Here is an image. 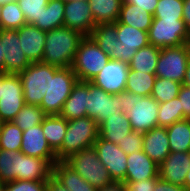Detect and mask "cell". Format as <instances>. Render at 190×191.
<instances>
[{
	"instance_id": "ee69618b",
	"label": "cell",
	"mask_w": 190,
	"mask_h": 191,
	"mask_svg": "<svg viewBox=\"0 0 190 191\" xmlns=\"http://www.w3.org/2000/svg\"><path fill=\"white\" fill-rule=\"evenodd\" d=\"M160 177L140 181H122L125 191H154L155 183Z\"/></svg>"
},
{
	"instance_id": "ac0fdd59",
	"label": "cell",
	"mask_w": 190,
	"mask_h": 191,
	"mask_svg": "<svg viewBox=\"0 0 190 191\" xmlns=\"http://www.w3.org/2000/svg\"><path fill=\"white\" fill-rule=\"evenodd\" d=\"M189 167L190 153L170 152L159 165V176L164 181L174 185L184 186Z\"/></svg>"
},
{
	"instance_id": "9a60e30c",
	"label": "cell",
	"mask_w": 190,
	"mask_h": 191,
	"mask_svg": "<svg viewBox=\"0 0 190 191\" xmlns=\"http://www.w3.org/2000/svg\"><path fill=\"white\" fill-rule=\"evenodd\" d=\"M128 73L129 64L110 59L90 82L110 94H116L125 91Z\"/></svg>"
},
{
	"instance_id": "7dc6e473",
	"label": "cell",
	"mask_w": 190,
	"mask_h": 191,
	"mask_svg": "<svg viewBox=\"0 0 190 191\" xmlns=\"http://www.w3.org/2000/svg\"><path fill=\"white\" fill-rule=\"evenodd\" d=\"M154 191H187L184 186L174 185L159 178L155 183Z\"/></svg>"
},
{
	"instance_id": "cb8c5ba5",
	"label": "cell",
	"mask_w": 190,
	"mask_h": 191,
	"mask_svg": "<svg viewBox=\"0 0 190 191\" xmlns=\"http://www.w3.org/2000/svg\"><path fill=\"white\" fill-rule=\"evenodd\" d=\"M52 176L69 191H97L64 161H57L52 166Z\"/></svg>"
},
{
	"instance_id": "91938a15",
	"label": "cell",
	"mask_w": 190,
	"mask_h": 191,
	"mask_svg": "<svg viewBox=\"0 0 190 191\" xmlns=\"http://www.w3.org/2000/svg\"><path fill=\"white\" fill-rule=\"evenodd\" d=\"M2 72H0V92H1Z\"/></svg>"
},
{
	"instance_id": "b9f144b4",
	"label": "cell",
	"mask_w": 190,
	"mask_h": 191,
	"mask_svg": "<svg viewBox=\"0 0 190 191\" xmlns=\"http://www.w3.org/2000/svg\"><path fill=\"white\" fill-rule=\"evenodd\" d=\"M3 191H46V181L15 180L1 184Z\"/></svg>"
},
{
	"instance_id": "f546056e",
	"label": "cell",
	"mask_w": 190,
	"mask_h": 191,
	"mask_svg": "<svg viewBox=\"0 0 190 191\" xmlns=\"http://www.w3.org/2000/svg\"><path fill=\"white\" fill-rule=\"evenodd\" d=\"M161 49L152 44L140 48L129 63V70H135L155 75Z\"/></svg>"
},
{
	"instance_id": "52a82bcc",
	"label": "cell",
	"mask_w": 190,
	"mask_h": 191,
	"mask_svg": "<svg viewBox=\"0 0 190 191\" xmlns=\"http://www.w3.org/2000/svg\"><path fill=\"white\" fill-rule=\"evenodd\" d=\"M87 116L100 125L108 116L124 114L121 103V92L110 94L88 82Z\"/></svg>"
},
{
	"instance_id": "2e32d148",
	"label": "cell",
	"mask_w": 190,
	"mask_h": 191,
	"mask_svg": "<svg viewBox=\"0 0 190 191\" xmlns=\"http://www.w3.org/2000/svg\"><path fill=\"white\" fill-rule=\"evenodd\" d=\"M64 26L78 31L83 36H90L96 24L89 1L73 0L65 2Z\"/></svg>"
},
{
	"instance_id": "1f68e13d",
	"label": "cell",
	"mask_w": 190,
	"mask_h": 191,
	"mask_svg": "<svg viewBox=\"0 0 190 191\" xmlns=\"http://www.w3.org/2000/svg\"><path fill=\"white\" fill-rule=\"evenodd\" d=\"M21 151L0 149V183L19 180Z\"/></svg>"
},
{
	"instance_id": "74e56055",
	"label": "cell",
	"mask_w": 190,
	"mask_h": 191,
	"mask_svg": "<svg viewBox=\"0 0 190 191\" xmlns=\"http://www.w3.org/2000/svg\"><path fill=\"white\" fill-rule=\"evenodd\" d=\"M22 134L23 131L12 121L4 122L0 129V149L20 152Z\"/></svg>"
},
{
	"instance_id": "484cf974",
	"label": "cell",
	"mask_w": 190,
	"mask_h": 191,
	"mask_svg": "<svg viewBox=\"0 0 190 191\" xmlns=\"http://www.w3.org/2000/svg\"><path fill=\"white\" fill-rule=\"evenodd\" d=\"M154 16L140 6L123 3L119 12L118 22L133 26L139 30H149Z\"/></svg>"
},
{
	"instance_id": "bcb514c9",
	"label": "cell",
	"mask_w": 190,
	"mask_h": 191,
	"mask_svg": "<svg viewBox=\"0 0 190 191\" xmlns=\"http://www.w3.org/2000/svg\"><path fill=\"white\" fill-rule=\"evenodd\" d=\"M123 3L135 4L136 6H140V8H143L150 14L154 15L158 0H123Z\"/></svg>"
},
{
	"instance_id": "7c38bea8",
	"label": "cell",
	"mask_w": 190,
	"mask_h": 191,
	"mask_svg": "<svg viewBox=\"0 0 190 191\" xmlns=\"http://www.w3.org/2000/svg\"><path fill=\"white\" fill-rule=\"evenodd\" d=\"M93 147L96 149L99 160L108 169L112 180L122 182L126 178L127 154L117 144L100 136Z\"/></svg>"
},
{
	"instance_id": "e0dca14e",
	"label": "cell",
	"mask_w": 190,
	"mask_h": 191,
	"mask_svg": "<svg viewBox=\"0 0 190 191\" xmlns=\"http://www.w3.org/2000/svg\"><path fill=\"white\" fill-rule=\"evenodd\" d=\"M20 151L28 156L43 158L52 166L57 162L56 154L43 134L42 124L23 131Z\"/></svg>"
},
{
	"instance_id": "94428289",
	"label": "cell",
	"mask_w": 190,
	"mask_h": 191,
	"mask_svg": "<svg viewBox=\"0 0 190 191\" xmlns=\"http://www.w3.org/2000/svg\"><path fill=\"white\" fill-rule=\"evenodd\" d=\"M65 2H68V1H73V0H64ZM84 1H89V0H84Z\"/></svg>"
},
{
	"instance_id": "7bdbcfd3",
	"label": "cell",
	"mask_w": 190,
	"mask_h": 191,
	"mask_svg": "<svg viewBox=\"0 0 190 191\" xmlns=\"http://www.w3.org/2000/svg\"><path fill=\"white\" fill-rule=\"evenodd\" d=\"M127 155L143 150V133L131 131L117 144Z\"/></svg>"
},
{
	"instance_id": "6da1fadb",
	"label": "cell",
	"mask_w": 190,
	"mask_h": 191,
	"mask_svg": "<svg viewBox=\"0 0 190 191\" xmlns=\"http://www.w3.org/2000/svg\"><path fill=\"white\" fill-rule=\"evenodd\" d=\"M83 38L81 33L66 26L47 31L41 62L59 68L72 67Z\"/></svg>"
},
{
	"instance_id": "8d00e7d4",
	"label": "cell",
	"mask_w": 190,
	"mask_h": 191,
	"mask_svg": "<svg viewBox=\"0 0 190 191\" xmlns=\"http://www.w3.org/2000/svg\"><path fill=\"white\" fill-rule=\"evenodd\" d=\"M184 119L179 97L159 104L157 126L167 127Z\"/></svg>"
},
{
	"instance_id": "7a4b0ae2",
	"label": "cell",
	"mask_w": 190,
	"mask_h": 191,
	"mask_svg": "<svg viewBox=\"0 0 190 191\" xmlns=\"http://www.w3.org/2000/svg\"><path fill=\"white\" fill-rule=\"evenodd\" d=\"M99 137L98 123L86 116L68 121L61 147L55 152L57 161H65L70 156L94 146Z\"/></svg>"
},
{
	"instance_id": "8fae6325",
	"label": "cell",
	"mask_w": 190,
	"mask_h": 191,
	"mask_svg": "<svg viewBox=\"0 0 190 191\" xmlns=\"http://www.w3.org/2000/svg\"><path fill=\"white\" fill-rule=\"evenodd\" d=\"M25 105L22 82L18 74L3 73L0 92V116L4 122L12 121Z\"/></svg>"
},
{
	"instance_id": "44dd1931",
	"label": "cell",
	"mask_w": 190,
	"mask_h": 191,
	"mask_svg": "<svg viewBox=\"0 0 190 191\" xmlns=\"http://www.w3.org/2000/svg\"><path fill=\"white\" fill-rule=\"evenodd\" d=\"M159 176V165L142 151L127 155L126 178L123 181H140Z\"/></svg>"
},
{
	"instance_id": "9f6ffc18",
	"label": "cell",
	"mask_w": 190,
	"mask_h": 191,
	"mask_svg": "<svg viewBox=\"0 0 190 191\" xmlns=\"http://www.w3.org/2000/svg\"><path fill=\"white\" fill-rule=\"evenodd\" d=\"M186 45H187L188 51L190 53V32L188 33V38L186 40Z\"/></svg>"
},
{
	"instance_id": "83f0119b",
	"label": "cell",
	"mask_w": 190,
	"mask_h": 191,
	"mask_svg": "<svg viewBox=\"0 0 190 191\" xmlns=\"http://www.w3.org/2000/svg\"><path fill=\"white\" fill-rule=\"evenodd\" d=\"M170 152L190 153V119L177 121L166 127Z\"/></svg>"
},
{
	"instance_id": "60d3db41",
	"label": "cell",
	"mask_w": 190,
	"mask_h": 191,
	"mask_svg": "<svg viewBox=\"0 0 190 191\" xmlns=\"http://www.w3.org/2000/svg\"><path fill=\"white\" fill-rule=\"evenodd\" d=\"M22 10L27 24L35 25L41 22L43 8L47 6L49 0H16Z\"/></svg>"
},
{
	"instance_id": "6f0895ef",
	"label": "cell",
	"mask_w": 190,
	"mask_h": 191,
	"mask_svg": "<svg viewBox=\"0 0 190 191\" xmlns=\"http://www.w3.org/2000/svg\"><path fill=\"white\" fill-rule=\"evenodd\" d=\"M12 1H16V0H0V4L3 5V4H6L8 2H12Z\"/></svg>"
},
{
	"instance_id": "d6a6232c",
	"label": "cell",
	"mask_w": 190,
	"mask_h": 191,
	"mask_svg": "<svg viewBox=\"0 0 190 191\" xmlns=\"http://www.w3.org/2000/svg\"><path fill=\"white\" fill-rule=\"evenodd\" d=\"M90 37L104 53L110 55L115 52L116 41L118 40L116 22L97 24L92 29Z\"/></svg>"
},
{
	"instance_id": "816d5d0a",
	"label": "cell",
	"mask_w": 190,
	"mask_h": 191,
	"mask_svg": "<svg viewBox=\"0 0 190 191\" xmlns=\"http://www.w3.org/2000/svg\"><path fill=\"white\" fill-rule=\"evenodd\" d=\"M183 21L186 29L190 32V0H184L183 6Z\"/></svg>"
},
{
	"instance_id": "11a10c76",
	"label": "cell",
	"mask_w": 190,
	"mask_h": 191,
	"mask_svg": "<svg viewBox=\"0 0 190 191\" xmlns=\"http://www.w3.org/2000/svg\"><path fill=\"white\" fill-rule=\"evenodd\" d=\"M184 187L186 188L187 191H190V167L188 169V172L185 178Z\"/></svg>"
},
{
	"instance_id": "f907efd6",
	"label": "cell",
	"mask_w": 190,
	"mask_h": 191,
	"mask_svg": "<svg viewBox=\"0 0 190 191\" xmlns=\"http://www.w3.org/2000/svg\"><path fill=\"white\" fill-rule=\"evenodd\" d=\"M97 191H125L123 182L113 181L103 188H98Z\"/></svg>"
},
{
	"instance_id": "ab89813d",
	"label": "cell",
	"mask_w": 190,
	"mask_h": 191,
	"mask_svg": "<svg viewBox=\"0 0 190 191\" xmlns=\"http://www.w3.org/2000/svg\"><path fill=\"white\" fill-rule=\"evenodd\" d=\"M184 0H158L153 19L183 20Z\"/></svg>"
},
{
	"instance_id": "277c9868",
	"label": "cell",
	"mask_w": 190,
	"mask_h": 191,
	"mask_svg": "<svg viewBox=\"0 0 190 191\" xmlns=\"http://www.w3.org/2000/svg\"><path fill=\"white\" fill-rule=\"evenodd\" d=\"M109 60L110 56L90 36H84L78 46L72 70L77 80L90 82Z\"/></svg>"
},
{
	"instance_id": "5b68a950",
	"label": "cell",
	"mask_w": 190,
	"mask_h": 191,
	"mask_svg": "<svg viewBox=\"0 0 190 191\" xmlns=\"http://www.w3.org/2000/svg\"><path fill=\"white\" fill-rule=\"evenodd\" d=\"M64 162L97 189L113 182L108 169L99 160L94 147L83 149Z\"/></svg>"
},
{
	"instance_id": "f5cc1de1",
	"label": "cell",
	"mask_w": 190,
	"mask_h": 191,
	"mask_svg": "<svg viewBox=\"0 0 190 191\" xmlns=\"http://www.w3.org/2000/svg\"><path fill=\"white\" fill-rule=\"evenodd\" d=\"M182 85H184L186 87H190V58H189V61L187 63L185 77H184Z\"/></svg>"
},
{
	"instance_id": "f35d334b",
	"label": "cell",
	"mask_w": 190,
	"mask_h": 191,
	"mask_svg": "<svg viewBox=\"0 0 190 191\" xmlns=\"http://www.w3.org/2000/svg\"><path fill=\"white\" fill-rule=\"evenodd\" d=\"M181 83L156 77L151 96L159 103L169 102L178 97Z\"/></svg>"
},
{
	"instance_id": "e575fe53",
	"label": "cell",
	"mask_w": 190,
	"mask_h": 191,
	"mask_svg": "<svg viewBox=\"0 0 190 191\" xmlns=\"http://www.w3.org/2000/svg\"><path fill=\"white\" fill-rule=\"evenodd\" d=\"M27 24L25 16L17 1L2 5L0 14V29L17 30Z\"/></svg>"
},
{
	"instance_id": "d6986e66",
	"label": "cell",
	"mask_w": 190,
	"mask_h": 191,
	"mask_svg": "<svg viewBox=\"0 0 190 191\" xmlns=\"http://www.w3.org/2000/svg\"><path fill=\"white\" fill-rule=\"evenodd\" d=\"M20 46L28 59L33 62H41L47 36V31L41 30L35 25L25 24L17 29Z\"/></svg>"
},
{
	"instance_id": "d4e9b609",
	"label": "cell",
	"mask_w": 190,
	"mask_h": 191,
	"mask_svg": "<svg viewBox=\"0 0 190 191\" xmlns=\"http://www.w3.org/2000/svg\"><path fill=\"white\" fill-rule=\"evenodd\" d=\"M132 131L127 114L108 116L99 125V136L102 139L118 144Z\"/></svg>"
},
{
	"instance_id": "4dcf8cb0",
	"label": "cell",
	"mask_w": 190,
	"mask_h": 191,
	"mask_svg": "<svg viewBox=\"0 0 190 191\" xmlns=\"http://www.w3.org/2000/svg\"><path fill=\"white\" fill-rule=\"evenodd\" d=\"M64 0H49L41 14V22L35 24L41 30L50 31L64 26Z\"/></svg>"
},
{
	"instance_id": "7402d4cb",
	"label": "cell",
	"mask_w": 190,
	"mask_h": 191,
	"mask_svg": "<svg viewBox=\"0 0 190 191\" xmlns=\"http://www.w3.org/2000/svg\"><path fill=\"white\" fill-rule=\"evenodd\" d=\"M87 92L88 82L77 81L71 91V94L66 99L63 109L59 114L67 121L87 116Z\"/></svg>"
},
{
	"instance_id": "f6af8a7d",
	"label": "cell",
	"mask_w": 190,
	"mask_h": 191,
	"mask_svg": "<svg viewBox=\"0 0 190 191\" xmlns=\"http://www.w3.org/2000/svg\"><path fill=\"white\" fill-rule=\"evenodd\" d=\"M181 108H183L184 119H190V87L182 85L179 90Z\"/></svg>"
},
{
	"instance_id": "836d02e7",
	"label": "cell",
	"mask_w": 190,
	"mask_h": 191,
	"mask_svg": "<svg viewBox=\"0 0 190 191\" xmlns=\"http://www.w3.org/2000/svg\"><path fill=\"white\" fill-rule=\"evenodd\" d=\"M156 75L129 70L125 90L140 96H151Z\"/></svg>"
},
{
	"instance_id": "ba28073f",
	"label": "cell",
	"mask_w": 190,
	"mask_h": 191,
	"mask_svg": "<svg viewBox=\"0 0 190 191\" xmlns=\"http://www.w3.org/2000/svg\"><path fill=\"white\" fill-rule=\"evenodd\" d=\"M189 58L190 53L186 44L161 48L155 71L156 77L182 84Z\"/></svg>"
},
{
	"instance_id": "9c48e42d",
	"label": "cell",
	"mask_w": 190,
	"mask_h": 191,
	"mask_svg": "<svg viewBox=\"0 0 190 191\" xmlns=\"http://www.w3.org/2000/svg\"><path fill=\"white\" fill-rule=\"evenodd\" d=\"M188 30L183 20L153 19L148 30L149 44L167 48L186 44Z\"/></svg>"
},
{
	"instance_id": "f1b7e54d",
	"label": "cell",
	"mask_w": 190,
	"mask_h": 191,
	"mask_svg": "<svg viewBox=\"0 0 190 191\" xmlns=\"http://www.w3.org/2000/svg\"><path fill=\"white\" fill-rule=\"evenodd\" d=\"M122 4L123 0H89L95 24L116 22Z\"/></svg>"
},
{
	"instance_id": "4fadbf2b",
	"label": "cell",
	"mask_w": 190,
	"mask_h": 191,
	"mask_svg": "<svg viewBox=\"0 0 190 191\" xmlns=\"http://www.w3.org/2000/svg\"><path fill=\"white\" fill-rule=\"evenodd\" d=\"M135 105L126 114L132 131L145 133L157 126L159 103L152 96L135 94Z\"/></svg>"
},
{
	"instance_id": "30bf717a",
	"label": "cell",
	"mask_w": 190,
	"mask_h": 191,
	"mask_svg": "<svg viewBox=\"0 0 190 191\" xmlns=\"http://www.w3.org/2000/svg\"><path fill=\"white\" fill-rule=\"evenodd\" d=\"M116 28L118 40L116 41L115 52L109 55L110 59L129 64L137 50L149 44L148 32L118 21H116Z\"/></svg>"
},
{
	"instance_id": "680465c9",
	"label": "cell",
	"mask_w": 190,
	"mask_h": 191,
	"mask_svg": "<svg viewBox=\"0 0 190 191\" xmlns=\"http://www.w3.org/2000/svg\"><path fill=\"white\" fill-rule=\"evenodd\" d=\"M4 121L2 120L1 116H0V129L2 128Z\"/></svg>"
},
{
	"instance_id": "5bb4252c",
	"label": "cell",
	"mask_w": 190,
	"mask_h": 191,
	"mask_svg": "<svg viewBox=\"0 0 190 191\" xmlns=\"http://www.w3.org/2000/svg\"><path fill=\"white\" fill-rule=\"evenodd\" d=\"M0 42L4 50V73L18 74L32 62L24 54L17 30L0 29Z\"/></svg>"
},
{
	"instance_id": "d590c367",
	"label": "cell",
	"mask_w": 190,
	"mask_h": 191,
	"mask_svg": "<svg viewBox=\"0 0 190 191\" xmlns=\"http://www.w3.org/2000/svg\"><path fill=\"white\" fill-rule=\"evenodd\" d=\"M47 115L44 110L38 105L25 104L12 120L22 131L42 124Z\"/></svg>"
},
{
	"instance_id": "4316f807",
	"label": "cell",
	"mask_w": 190,
	"mask_h": 191,
	"mask_svg": "<svg viewBox=\"0 0 190 191\" xmlns=\"http://www.w3.org/2000/svg\"><path fill=\"white\" fill-rule=\"evenodd\" d=\"M68 121L60 115H47L42 122L43 134L48 145L56 152L62 145Z\"/></svg>"
},
{
	"instance_id": "3957f363",
	"label": "cell",
	"mask_w": 190,
	"mask_h": 191,
	"mask_svg": "<svg viewBox=\"0 0 190 191\" xmlns=\"http://www.w3.org/2000/svg\"><path fill=\"white\" fill-rule=\"evenodd\" d=\"M76 74L72 67L59 68L50 65V85L40 107L46 115H59L64 102L71 94L74 84L77 82Z\"/></svg>"
},
{
	"instance_id": "db71d44e",
	"label": "cell",
	"mask_w": 190,
	"mask_h": 191,
	"mask_svg": "<svg viewBox=\"0 0 190 191\" xmlns=\"http://www.w3.org/2000/svg\"><path fill=\"white\" fill-rule=\"evenodd\" d=\"M4 50H3V46H1V42H0V72L4 73Z\"/></svg>"
},
{
	"instance_id": "ffe728a7",
	"label": "cell",
	"mask_w": 190,
	"mask_h": 191,
	"mask_svg": "<svg viewBox=\"0 0 190 191\" xmlns=\"http://www.w3.org/2000/svg\"><path fill=\"white\" fill-rule=\"evenodd\" d=\"M143 152L157 165H160L170 154L166 127L156 126L143 133Z\"/></svg>"
},
{
	"instance_id": "8992f818",
	"label": "cell",
	"mask_w": 190,
	"mask_h": 191,
	"mask_svg": "<svg viewBox=\"0 0 190 191\" xmlns=\"http://www.w3.org/2000/svg\"><path fill=\"white\" fill-rule=\"evenodd\" d=\"M18 75L22 82L24 103L40 106L50 85V65L33 62Z\"/></svg>"
},
{
	"instance_id": "603a6c76",
	"label": "cell",
	"mask_w": 190,
	"mask_h": 191,
	"mask_svg": "<svg viewBox=\"0 0 190 191\" xmlns=\"http://www.w3.org/2000/svg\"><path fill=\"white\" fill-rule=\"evenodd\" d=\"M52 176V165L43 158L21 152L19 180L47 181Z\"/></svg>"
},
{
	"instance_id": "681fc988",
	"label": "cell",
	"mask_w": 190,
	"mask_h": 191,
	"mask_svg": "<svg viewBox=\"0 0 190 191\" xmlns=\"http://www.w3.org/2000/svg\"><path fill=\"white\" fill-rule=\"evenodd\" d=\"M46 191H69L65 186L58 182L53 176L46 181Z\"/></svg>"
},
{
	"instance_id": "c3c4849f",
	"label": "cell",
	"mask_w": 190,
	"mask_h": 191,
	"mask_svg": "<svg viewBox=\"0 0 190 191\" xmlns=\"http://www.w3.org/2000/svg\"><path fill=\"white\" fill-rule=\"evenodd\" d=\"M121 103L123 106V112L126 114L135 105V94L128 91L121 92Z\"/></svg>"
}]
</instances>
